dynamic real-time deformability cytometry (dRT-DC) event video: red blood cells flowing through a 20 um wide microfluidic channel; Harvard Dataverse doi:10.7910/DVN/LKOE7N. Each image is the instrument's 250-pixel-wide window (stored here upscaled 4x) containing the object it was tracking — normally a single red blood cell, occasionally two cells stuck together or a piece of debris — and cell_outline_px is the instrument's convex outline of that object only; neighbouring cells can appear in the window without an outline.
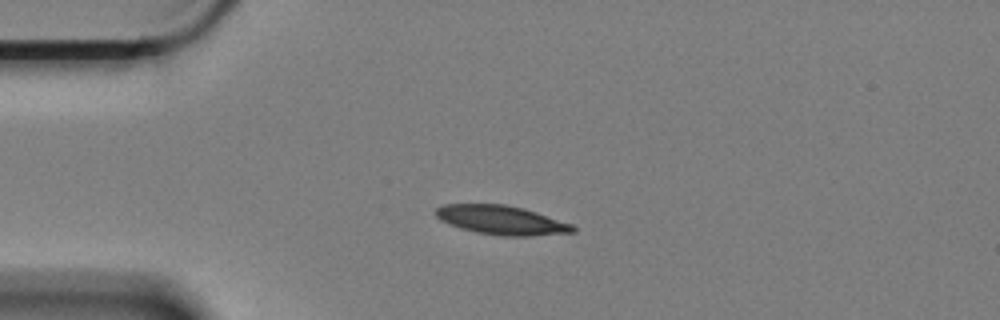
{"species": "Egyptian fruit bat (a non-hibernating species)", "species_latin": "Rousettus aegyptiacus", "temperature_condition": "cold", "stored_images_in_passage": 46, "camera_frame_rate_fps": 3000, "um_per_image_px": 0.085, "animal": {"sex": "female"}, "frame": {"image": 1, "passage_image": 1, "time_ms": 0.0, "image_size_px": [1000, 320], "cell_outline_px": [[576, 232], [532, 236], [500, 236], [476, 232], [460, 228], [448, 224], [440, 220], [436, 216], [436, 208], [444, 204], [504, 204], [524, 208], [572, 224], [576, 228]], "centroid_in_image_um": [42.63, 18.71], "position_along_channel_um": 42.4, "area_um2": 23.29}}
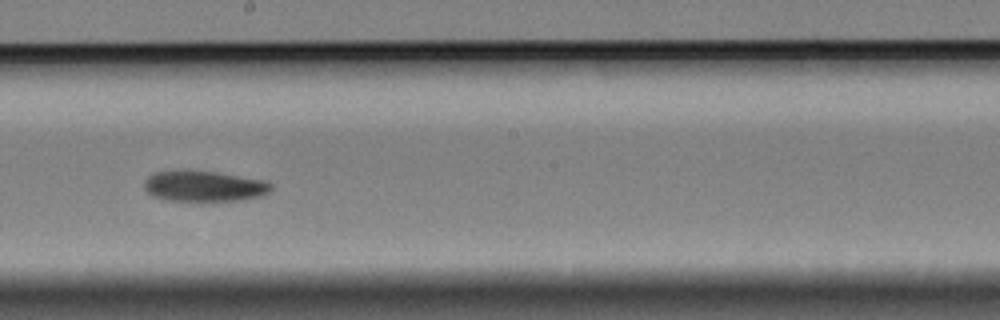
{"frame": {"image": 2, "passage_image": 20, "time_ms": 6.333, "image_size_px": [1000, 320], "cell_outline_px": [[272, 188], [264, 196], [236, 200], [168, 200], [152, 196], [144, 188], [144, 180], [148, 176], [156, 172], [216, 172], [264, 180], [272, 184]], "centroid_in_image_um": [17.37, 15.84], "position_along_channel_um": 230.8, "area_um2": 22.08}}
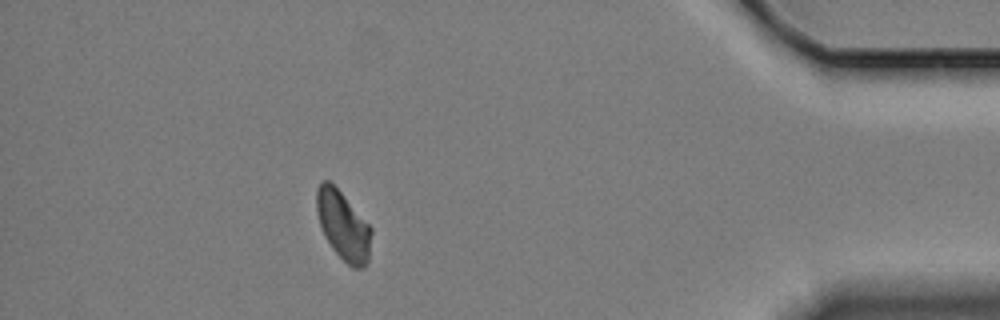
{"frame": {"image": 3, "passage_image": 40, "time_ms": 13.0, "image_size_px": [1000, 320], "cell_outline_px": [[372, 232], [368, 264], [364, 268], [352, 268], [332, 248], [324, 236], [320, 224], [316, 208], [316, 188], [324, 180], [328, 180], [340, 192], [372, 228]], "centroid_in_image_um": [29.18, 19.21], "position_along_channel_um": 406.0, "area_um2": 21.73}, "authors_computed_cell_mechanics": {"area_um2": 23.0911, "velocity_mm_per_s": 3.3273, "shape_relaxation_time_tau1_ms": 4.3338, "shape_relaxation_time_tau2_ms": null, "deformation_change_tau1": 0.1006, "deformation_change_tau2": null}}